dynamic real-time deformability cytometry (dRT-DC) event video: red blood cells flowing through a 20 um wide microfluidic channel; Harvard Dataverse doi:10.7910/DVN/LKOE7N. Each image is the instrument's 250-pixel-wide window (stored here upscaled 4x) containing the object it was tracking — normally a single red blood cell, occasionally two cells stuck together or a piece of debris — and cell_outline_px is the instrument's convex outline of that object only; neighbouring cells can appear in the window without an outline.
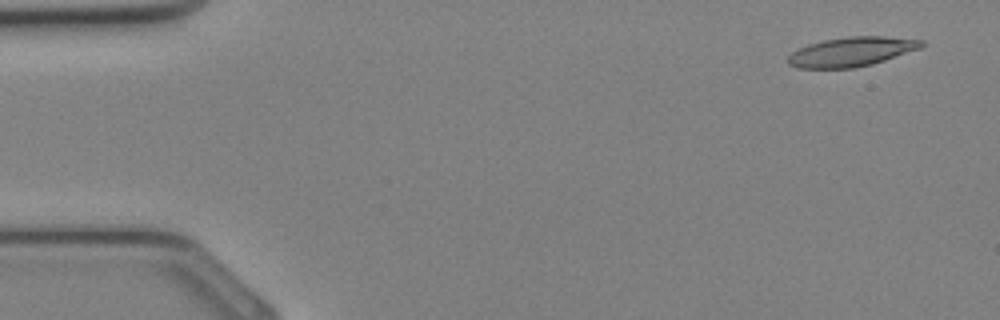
{"species": "Egyptian fruit bat (a non-hibernating species)", "species_latin": "Rousettus aegyptiacus", "temperature_condition": "cold", "stored_images_in_passage": 33, "camera_frame_rate_fps": 3000, "um_per_image_px": 0.085, "animal": {"sex": "female"}, "frame": {"image": 1, "passage_image": 2, "time_ms": 0.333, "image_size_px": [1000, 320], "cell_outline_px": [[924, 44], [920, 48], [872, 64], [852, 68], [800, 68], [788, 64], [788, 56], [792, 52], [808, 44], [824, 40], [848, 36], [884, 36], [924, 40]], "centroid_in_image_um": [72.37, 4.39], "position_along_channel_um": 12.6, "area_um2": 22.66}}
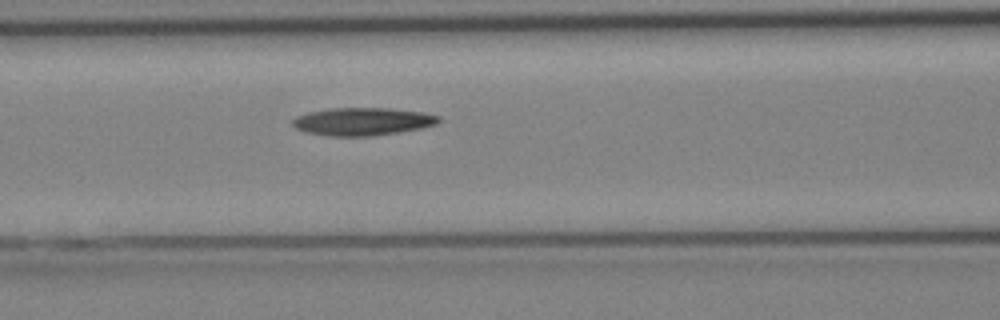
{"frame": {"image": 2, "passage_image": 14, "time_ms": 4.333, "image_size_px": [1000, 320], "cell_outline_px": [[440, 120], [436, 124], [420, 128], [372, 136], [328, 136], [308, 132], [296, 128], [292, 124], [292, 120], [296, 116], [308, 112], [328, 108], [388, 108], [424, 112], [440, 116]], "centroid_in_image_um": [30.8, 10.32], "position_along_channel_um": 135.8, "area_um2": 23.58}}
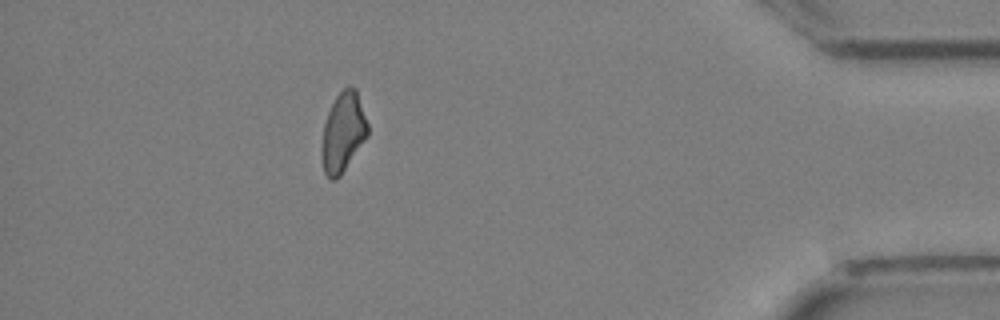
{"frame": {"image": 3, "passage_image": 30, "time_ms": 9.667, "image_size_px": [1000, 320], "cell_outline_px": [[368, 136], [340, 176], [336, 180], [332, 180], [324, 172], [320, 152], [324, 124], [328, 112], [336, 96], [348, 84], [356, 88], [368, 124]], "centroid_in_image_um": [29.16, 11.24], "position_along_channel_um": 406.0, "area_um2": 21.39}}